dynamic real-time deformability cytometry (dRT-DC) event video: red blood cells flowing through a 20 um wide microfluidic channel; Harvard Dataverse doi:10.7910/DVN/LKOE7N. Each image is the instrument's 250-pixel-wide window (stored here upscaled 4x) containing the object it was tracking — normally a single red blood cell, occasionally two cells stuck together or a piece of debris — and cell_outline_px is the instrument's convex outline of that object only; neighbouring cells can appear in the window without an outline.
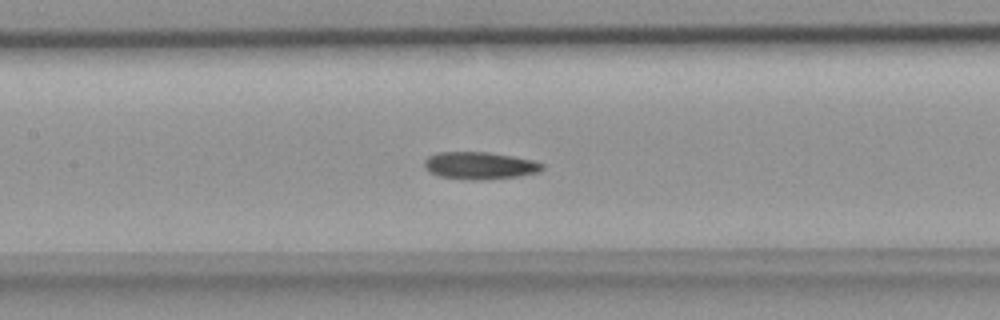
{"species": "common noctule bat (a hibernating species)", "species_latin": "Nyctalus noctula", "temperature_condition": "room temperature", "stored_images_in_passage": 33, "camera_frame_rate_fps": 3000, "um_per_image_px": 0.085, "animal": {"sex": "female", "body_mass_g": 18.4}, "frame": {"image": 1, "passage_image": 8, "time_ms": 2.333, "image_size_px": [1000, 320], "cell_outline_px": [[544, 168], [540, 172], [520, 176], [484, 180], [468, 180], [440, 176], [428, 172], [424, 168], [424, 160], [428, 156], [440, 152], [488, 152], [512, 156], [532, 160], [544, 164]], "centroid_in_image_um": [40.77, 14.08], "position_along_channel_um": 166.6, "area_um2": 18.96}}
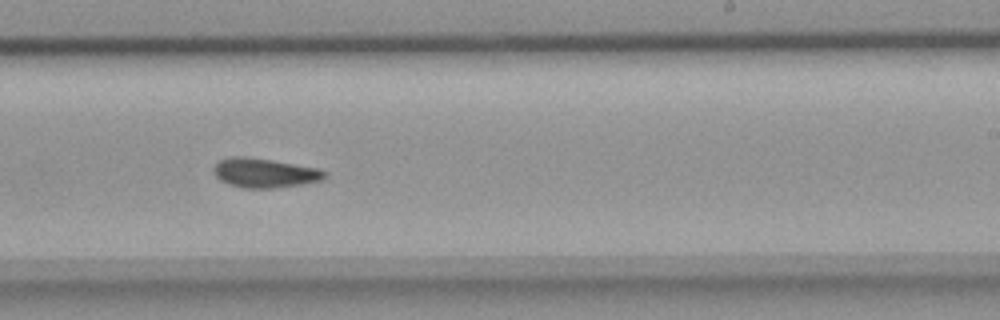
{"frame": {"image": 2, "passage_image": 15, "time_ms": 4.667, "image_size_px": [1000, 320], "cell_outline_px": [[328, 176], [324, 180], [300, 184], [272, 188], [244, 188], [228, 184], [220, 180], [212, 172], [212, 168], [220, 160], [232, 156], [248, 156], [320, 168], [328, 172]], "centroid_in_image_um": [22.51, 14.69], "position_along_channel_um": 266.5, "area_um2": 19.25}}
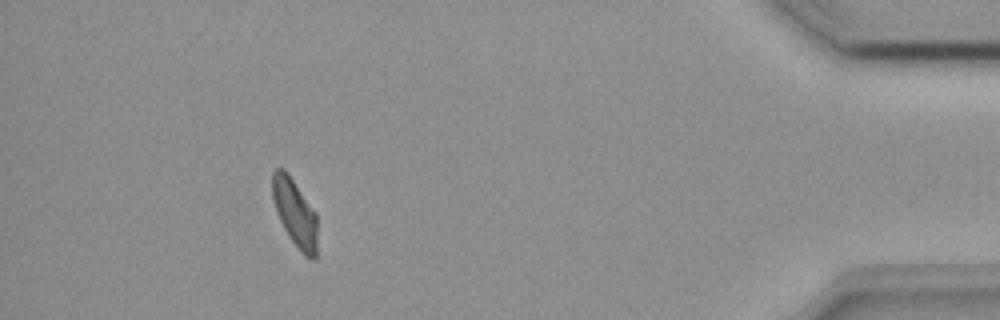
{"frame": {"image": 3, "passage_image": 29, "time_ms": 9.333, "image_size_px": [1000, 320], "cell_outline_px": [[316, 260], [312, 260], [304, 256], [300, 252], [288, 236], [280, 220], [272, 196], [272, 172], [276, 168], [284, 168], [288, 172], [316, 212]], "centroid_in_image_um": [25.07, 18.09], "position_along_channel_um": 410.1, "area_um2": 17.74}}